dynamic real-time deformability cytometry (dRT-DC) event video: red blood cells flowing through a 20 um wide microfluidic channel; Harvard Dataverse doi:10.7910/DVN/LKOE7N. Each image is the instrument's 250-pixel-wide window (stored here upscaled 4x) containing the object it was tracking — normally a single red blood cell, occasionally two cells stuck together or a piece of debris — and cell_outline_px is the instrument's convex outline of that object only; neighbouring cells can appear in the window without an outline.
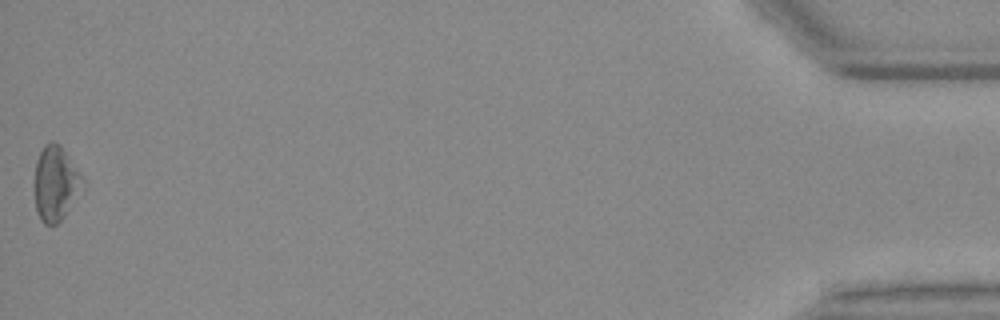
{"species": "Egyptian fruit bat (a non-hibernating species)", "species_latin": "Rousettus aegyptiacus", "temperature_condition": "warm", "stored_images_in_passage": 39, "camera_frame_rate_fps": 3000, "um_per_image_px": 0.085, "animal": {"sex": "female"}, "frame": {"image": 1, "passage_image": 39, "time_ms": 12.667, "image_size_px": [1000, 320], "cell_outline_px": [[84, 180], [64, 216], [56, 224], [44, 224], [40, 220], [36, 212], [36, 160], [44, 144], [52, 140], [60, 144]], "centroid_in_image_um": [4.69, 15.56], "position_along_channel_um": 430.5, "area_um2": 20.11}, "authors_computed_cell_mechanics": {"area_um2": 19.7098, "velocity_mm_per_s": 3.6922, "shape_relaxation_time_tau1_ms": null, "shape_relaxation_time_tau2_ms": 3.8535, "deformation_change_tau1": null, "deformation_change_tau2": 0.1109}}